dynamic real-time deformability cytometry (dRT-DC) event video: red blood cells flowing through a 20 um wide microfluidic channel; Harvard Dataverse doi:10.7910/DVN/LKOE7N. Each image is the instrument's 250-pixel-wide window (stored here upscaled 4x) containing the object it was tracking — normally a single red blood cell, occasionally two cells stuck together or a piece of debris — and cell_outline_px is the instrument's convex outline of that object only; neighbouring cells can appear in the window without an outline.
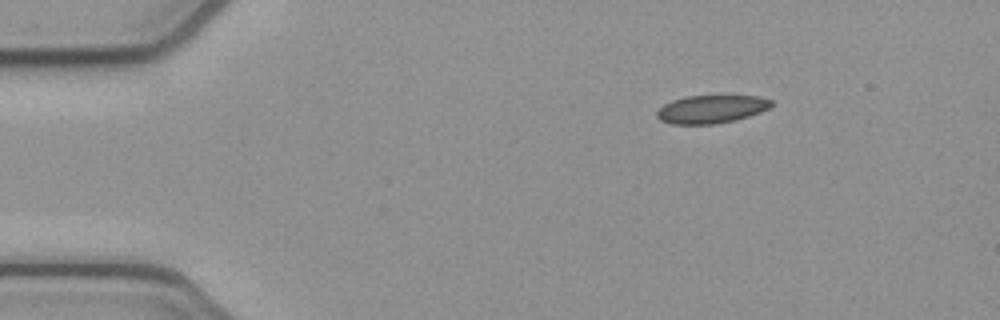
{"species": "common noctule bat (a hibernating species)", "species_latin": "Nyctalus noctula", "temperature_condition": "cold", "stored_images_in_passage": 46, "camera_frame_rate_fps": 3000, "um_per_image_px": 0.085, "animal": {"sex": "female", "body_mass_g": 21.9}, "frame": {"image": 1, "passage_image": 1, "time_ms": 0.0, "image_size_px": [1000, 320], "cell_outline_px": [[776, 104], [760, 112], [736, 120], [716, 124], [672, 124], [660, 120], [656, 116], [656, 112], [664, 104], [672, 100], [684, 96], [760, 96], [772, 100]], "centroid_in_image_um": [60.47, 9.28], "position_along_channel_um": 24.5, "area_um2": 18.84}}
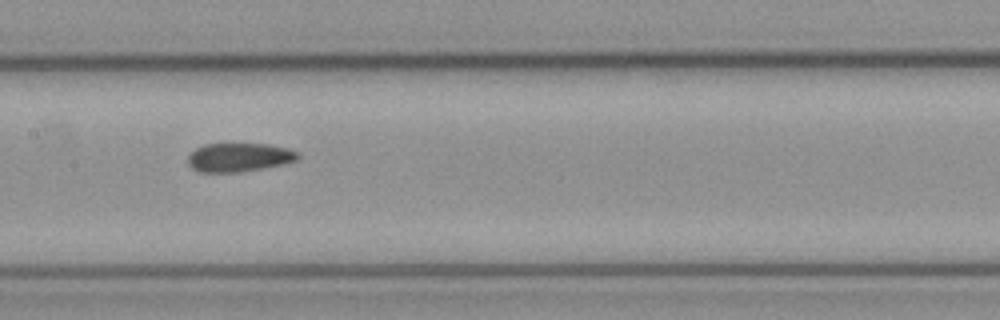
{"frame": {"image": 2, "passage_image": 19, "time_ms": 6.0, "image_size_px": [1000, 320], "cell_outline_px": [[300, 156], [296, 160], [284, 164], [240, 172], [200, 172], [192, 168], [188, 164], [188, 156], [196, 148], [204, 144], [268, 144], [288, 148], [300, 152]], "centroid_in_image_um": [20.34, 13.37], "position_along_channel_um": 187.1, "area_um2": 18.44}}
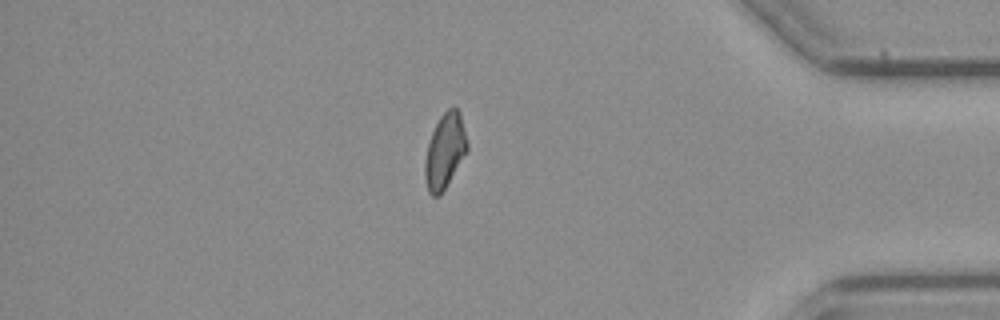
{"frame": {"image": 3, "passage_image": 38, "time_ms": 12.333, "image_size_px": [1000, 320], "cell_outline_px": [[468, 148], [440, 196], [432, 196], [428, 192], [424, 176], [424, 164], [428, 144], [432, 132], [440, 116], [448, 108], [456, 108], [460, 112], [468, 144]], "centroid_in_image_um": [37.79, 12.84], "position_along_channel_um": 397.4, "area_um2": 18.15}, "authors_computed_cell_mechanics": {"area_um2": 19.1896, "velocity_mm_per_s": 3.866, "shape_relaxation_time_tau1_ms": null, "shape_relaxation_time_tau2_ms": 4.2304, "deformation_change_tau1": null, "deformation_change_tau2": 0.0872}}